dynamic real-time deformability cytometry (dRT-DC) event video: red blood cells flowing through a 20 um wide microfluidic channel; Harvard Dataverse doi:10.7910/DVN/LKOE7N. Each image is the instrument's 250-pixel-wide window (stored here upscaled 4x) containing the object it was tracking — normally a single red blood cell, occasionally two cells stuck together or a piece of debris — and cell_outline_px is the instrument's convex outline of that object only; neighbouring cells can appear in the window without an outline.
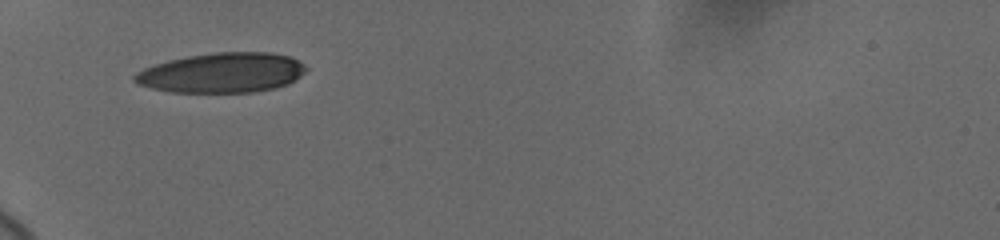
{"species": "human", "species_latin": "Homo sapiens", "temperature_condition": "cold", "stored_images_in_passage": 21, "camera_frame_rate_fps": 3000, "um_per_image_px": 0.085, "donor": {"sex": "female"}, "frame": {"image": 1, "passage_image": 1, "time_ms": 0.0, "image_size_px": [1000, 240], "cell_outline_px": [[308, 68], [296, 80], [288, 84], [276, 88], [252, 92], [168, 92], [136, 84], [132, 80], [132, 76], [136, 72], [152, 64], [168, 60], [188, 56], [212, 52], [272, 52], [288, 56], [304, 64]], "centroid_in_image_um": [18.84, 6.18], "position_along_channel_um": 66.2, "area_um2": 40.23}}
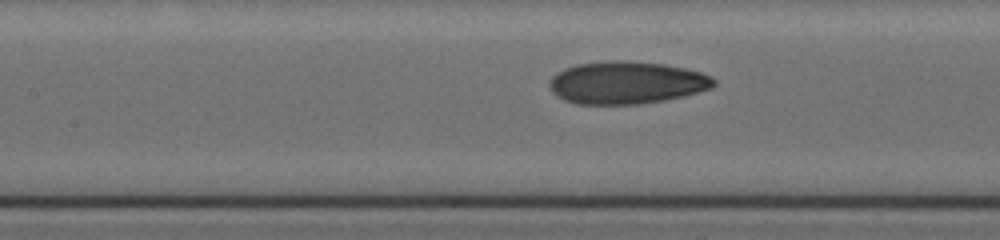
{"frame": {"image": 2, "passage_image": 15, "time_ms": 2.667, "image_size_px": [1000, 240], "cell_outline_px": [[716, 84], [712, 88], [684, 96], [664, 100], [640, 104], [576, 104], [564, 100], [556, 96], [552, 92], [548, 84], [552, 76], [556, 72], [564, 68], [576, 64], [608, 60], [628, 60], [664, 64], [684, 68], [700, 72], [712, 76], [716, 80]], "centroid_in_image_um": [53.24, 7.02], "position_along_channel_um": 154.2, "area_um2": 41.15}}
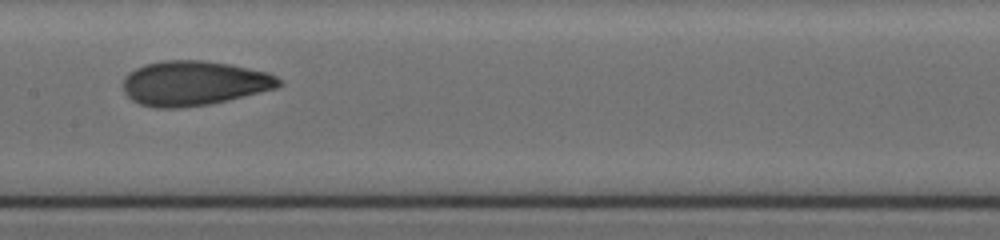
{"frame": {"image": 3, "passage_image": 20, "time_ms": 3.667, "image_size_px": [1000, 240], "cell_outline_px": [[284, 84], [276, 88], [228, 100], [208, 104], [180, 108], [156, 108], [140, 104], [132, 100], [124, 92], [124, 76], [128, 72], [144, 64], [160, 60], [204, 60], [228, 64], [268, 72], [284, 80]], "centroid_in_image_um": [16.49, 7.06], "position_along_channel_um": 190.9, "area_um2": 40.75}}